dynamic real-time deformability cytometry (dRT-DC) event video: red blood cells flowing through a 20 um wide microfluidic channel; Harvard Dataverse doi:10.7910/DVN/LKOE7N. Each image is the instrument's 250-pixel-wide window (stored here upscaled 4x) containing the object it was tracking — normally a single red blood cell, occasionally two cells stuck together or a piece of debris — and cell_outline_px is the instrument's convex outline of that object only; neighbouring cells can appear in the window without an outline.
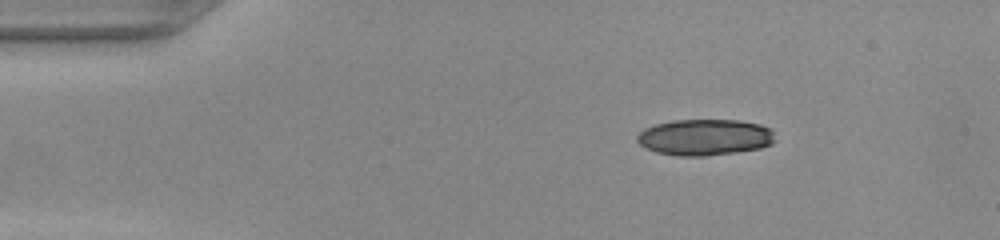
{"species": "common noctule bat (a hibernating species)", "species_latin": "Nyctalus noctula", "temperature_condition": "warm", "stored_images_in_passage": 42, "camera_frame_rate_fps": 3000, "um_per_image_px": 0.085, "animal": {"sex": "female", "body_mass_g": 22.0, "forearm_length_mm": 56.7}, "frame": {"image": 1, "passage_image": 1, "time_ms": 0.0, "image_size_px": [1000, 240], "cell_outline_px": [[776, 140], [772, 144], [760, 148], [704, 156], [680, 156], [656, 152], [640, 144], [636, 140], [636, 136], [644, 128], [656, 124], [676, 120], [740, 120], [760, 124], [772, 128]], "centroid_in_image_um": [59.94, 11.65], "position_along_channel_um": 25.1, "area_um2": 29.13}}
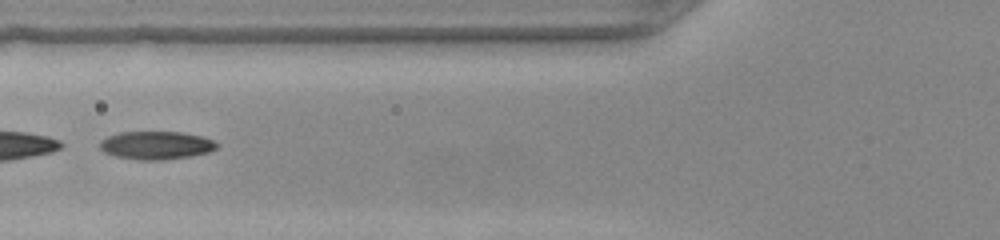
{"frame": {"image": 2, "passage_image": 13, "time_ms": 4.0, "image_size_px": [1000, 240], "cell_outline_px": [[220, 144], [216, 148], [208, 152], [192, 156], [164, 160], [136, 160], [116, 156], [104, 152], [100, 148], [100, 140], [108, 136], [120, 132], [180, 132], [200, 136], [212, 140]], "centroid_in_image_um": [13.26, 12.36], "position_along_channel_um": 112.5, "area_um2": 19.19}}
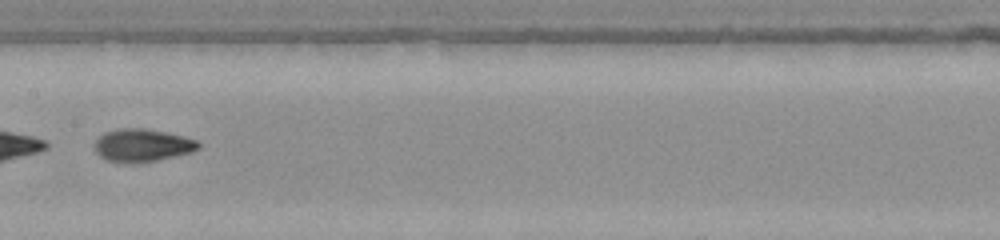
{"frame": {"image": 3, "passage_image": 19, "time_ms": 6.0, "image_size_px": [1000, 240], "cell_outline_px": [[200, 148], [192, 152], [156, 160], [136, 164], [128, 164], [104, 160], [96, 152], [96, 140], [104, 132], [120, 128], [144, 128], [184, 136], [200, 140]], "centroid_in_image_um": [12.11, 12.36], "position_along_channel_um": 195.3, "area_um2": 20.06}}